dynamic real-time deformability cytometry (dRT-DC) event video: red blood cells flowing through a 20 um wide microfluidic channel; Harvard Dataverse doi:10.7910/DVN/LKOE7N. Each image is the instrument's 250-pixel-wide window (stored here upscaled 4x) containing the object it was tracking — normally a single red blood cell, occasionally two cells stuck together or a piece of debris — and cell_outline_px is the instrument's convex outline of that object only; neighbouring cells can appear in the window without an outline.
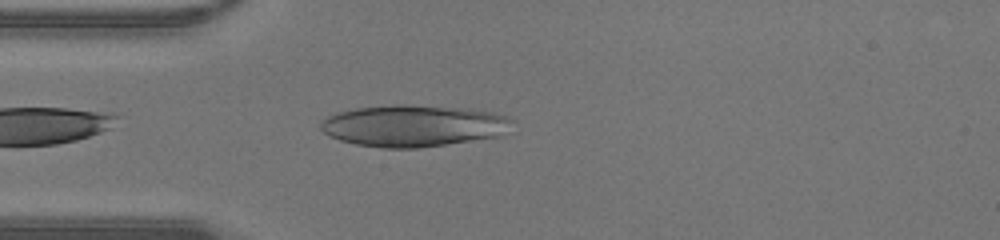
{"species": "human", "species_latin": "Homo sapiens", "temperature_condition": "warm", "stored_images_in_passage": 17, "camera_frame_rate_fps": 3000, "um_per_image_px": 0.085, "donor": {"sex": "male"}, "frame": {"image": 1, "passage_image": 1, "time_ms": 0.0, "image_size_px": [1000, 240], "cell_outline_px": [[512, 120], [500, 136], [416, 148], [384, 148], [356, 144], [340, 140], [328, 136], [320, 128], [320, 124], [328, 116], [336, 112], [356, 108], [392, 104], [404, 104], [468, 108], [492, 112], [508, 116]], "centroid_in_image_um": [35.09, 10.67], "position_along_channel_um": 49.9, "area_um2": 46.36}}
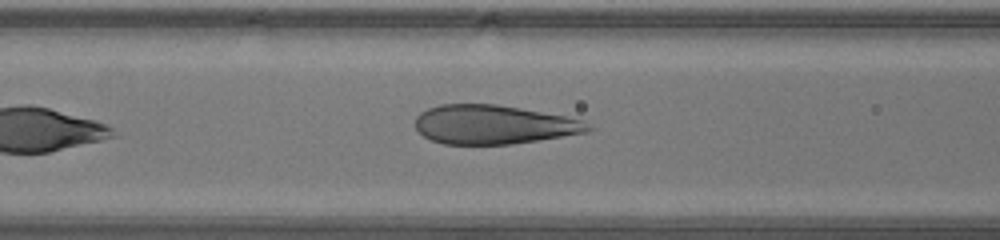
{"frame": {"image": 2, "passage_image": 6, "time_ms": 1.667, "image_size_px": [1000, 240], "cell_outline_px": [[592, 128], [588, 132], [540, 140], [512, 144], [444, 144], [432, 140], [424, 136], [416, 128], [416, 116], [420, 112], [428, 108], [440, 104], [496, 104], [520, 108], [564, 116], [584, 120]], "centroid_in_image_um": [41.95, 10.59], "position_along_channel_um": 124.6, "area_um2": 39.19}}